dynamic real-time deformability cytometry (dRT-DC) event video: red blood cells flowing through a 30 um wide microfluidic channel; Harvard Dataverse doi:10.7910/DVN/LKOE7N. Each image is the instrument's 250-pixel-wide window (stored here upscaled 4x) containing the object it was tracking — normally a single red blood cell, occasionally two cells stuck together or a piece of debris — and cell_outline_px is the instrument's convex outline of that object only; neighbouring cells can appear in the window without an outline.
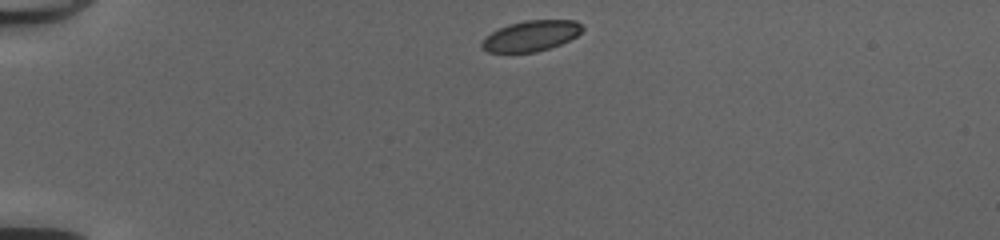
{"species": "common noctule bat (a hibernating species)", "species_latin": "Nyctalus noctula", "temperature_condition": "cold", "stored_images_in_passage": 39, "camera_frame_rate_fps": 3000, "um_per_image_px": 0.085, "animal": {"sex": "female", "body_mass_g": 20.0, "forearm_length_mm": 54.0}, "frame": {"image": 1, "passage_image": 1, "time_ms": 0.0, "image_size_px": [1000, 240], "cell_outline_px": [[584, 28], [576, 36], [560, 44], [536, 52], [488, 52], [480, 48], [480, 44], [492, 32], [508, 24], [524, 20], [576, 20]], "centroid_in_image_um": [45.13, 3.04], "position_along_channel_um": 39.9, "area_um2": 17.74}}
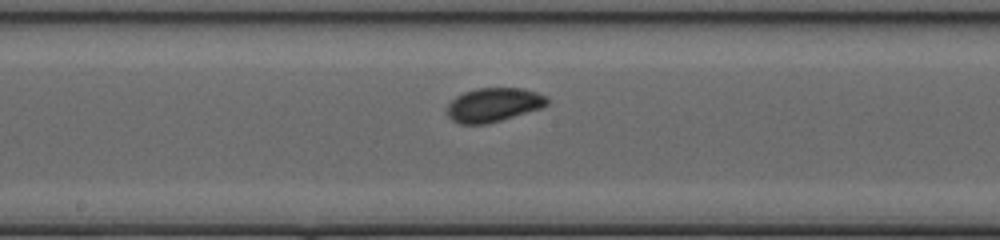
{"frame": {"image": 2, "passage_image": 17, "time_ms": 5.333, "image_size_px": [1000, 240], "cell_outline_px": [[548, 104], [540, 108], [488, 124], [460, 124], [452, 120], [448, 116], [448, 104], [456, 96], [464, 92], [476, 88], [520, 88], [536, 92], [548, 96]], "centroid_in_image_um": [41.95, 8.91], "position_along_channel_um": 206.3, "area_um2": 19.71}}
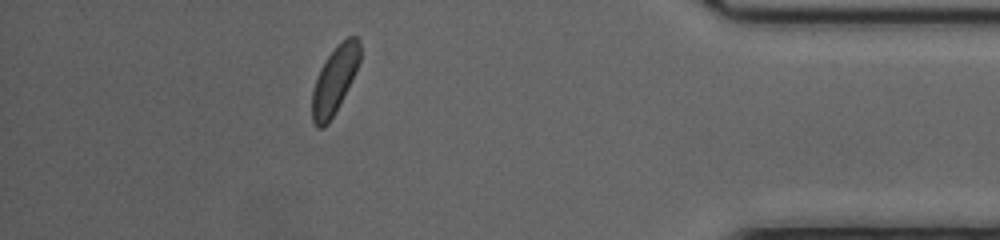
{"frame": {"image": 3, "passage_image": 34, "time_ms": 11.0, "image_size_px": [1000, 240], "cell_outline_px": [[360, 60], [328, 124], [324, 128], [316, 128], [312, 120], [312, 92], [320, 68], [324, 60], [348, 36], [356, 36], [360, 44]], "centroid_in_image_um": [28.4, 6.82], "position_along_channel_um": 406.8, "area_um2": 17.86}, "authors_computed_cell_mechanics": {"area_um2": 19.0162, "velocity_mm_per_s": 4.1553, "shape_relaxation_time_tau1_ms": 1.0688, "shape_relaxation_time_tau2_ms": null, "deformation_change_tau1": 0.0619, "deformation_change_tau2": null}}